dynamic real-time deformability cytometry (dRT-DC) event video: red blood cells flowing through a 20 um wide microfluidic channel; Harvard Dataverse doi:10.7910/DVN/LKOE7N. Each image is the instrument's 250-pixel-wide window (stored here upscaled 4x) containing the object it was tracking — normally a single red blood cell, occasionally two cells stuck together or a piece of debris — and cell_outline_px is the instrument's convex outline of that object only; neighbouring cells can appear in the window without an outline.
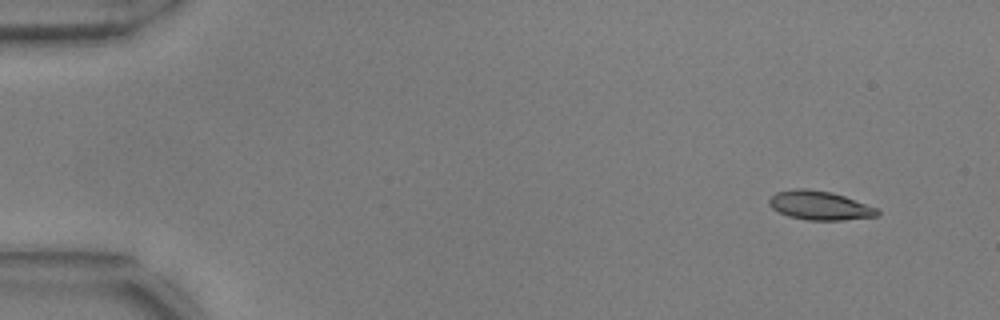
{"species": "common noctule bat (a hibernating species)", "species_latin": "Nyctalus noctula", "temperature_condition": "warm", "stored_images_in_passage": 35, "camera_frame_rate_fps": 3000, "um_per_image_px": 0.085, "animal": {"sex": "male", "body_mass_g": 17.9, "forearm_length_mm": 54.2}, "frame": {"image": 1, "passage_image": 2, "time_ms": 0.333, "image_size_px": [1000, 320], "cell_outline_px": [[880, 212], [876, 216], [844, 220], [808, 220], [788, 216], [772, 208], [768, 204], [768, 200], [776, 192], [792, 188], [808, 188], [832, 192], [844, 196], [876, 208]], "centroid_in_image_um": [69.63, 17.45], "position_along_channel_um": 15.4, "area_um2": 18.21}}
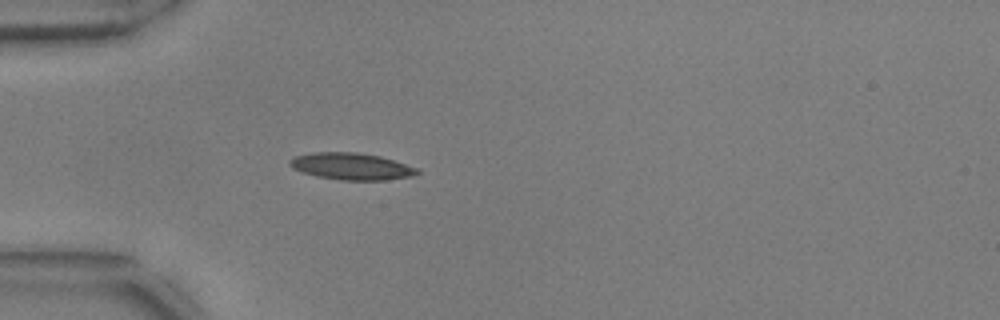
{"frame": {"image": 2, "passage_image": 14, "time_ms": 4.333, "image_size_px": [1000, 320], "cell_outline_px": [[420, 172], [412, 176], [384, 180], [340, 180], [316, 176], [292, 168], [288, 164], [288, 160], [296, 156], [312, 152], [356, 152], [380, 156], [416, 168]], "centroid_in_image_um": [29.82, 14.14], "position_along_channel_um": 55.2, "area_um2": 19.77}}
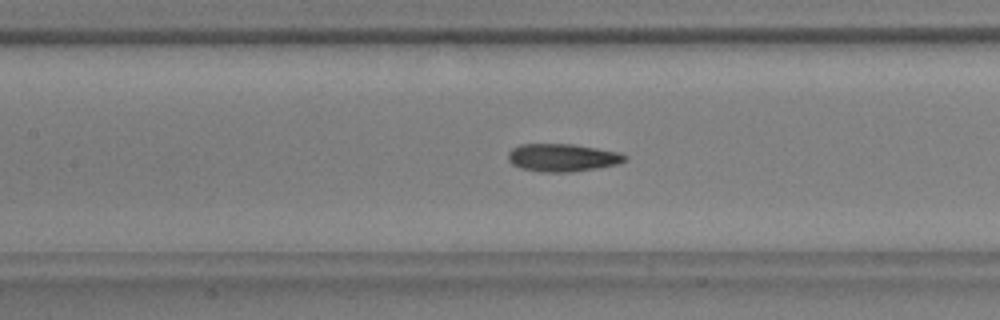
{"frame": {"image": 3, "passage_image": 23, "time_ms": 7.333, "image_size_px": [1000, 320], "cell_outline_px": [[628, 160], [616, 164], [596, 168], [572, 172], [540, 172], [520, 168], [512, 164], [508, 160], [508, 152], [512, 148], [520, 144], [572, 144], [620, 152], [628, 156]], "centroid_in_image_um": [47.8, 13.4], "position_along_channel_um": 159.6, "area_um2": 19.02}}